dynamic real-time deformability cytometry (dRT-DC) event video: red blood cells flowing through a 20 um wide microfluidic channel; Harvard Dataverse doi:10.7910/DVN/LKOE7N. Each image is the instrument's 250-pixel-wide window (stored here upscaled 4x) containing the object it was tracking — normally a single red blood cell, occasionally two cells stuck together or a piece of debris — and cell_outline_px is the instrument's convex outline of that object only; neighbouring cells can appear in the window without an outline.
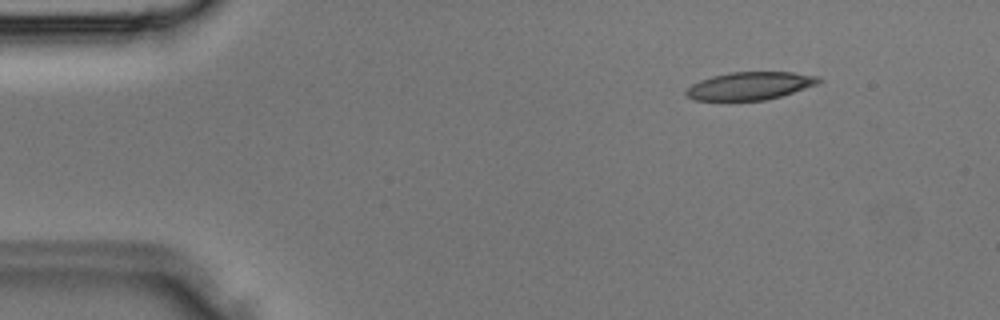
{"species": "Egyptian fruit bat (a non-hibernating species)", "species_latin": "Rousettus aegyptiacus", "temperature_condition": "room temperature", "stored_images_in_passage": 32, "camera_frame_rate_fps": 3000, "um_per_image_px": 0.085, "animal": {"sex": "male"}, "frame": {"image": 1, "passage_image": 2, "time_ms": 0.333, "image_size_px": [1000, 320], "cell_outline_px": [[824, 80], [816, 84], [780, 96], [764, 100], [692, 100], [684, 96], [684, 92], [692, 84], [700, 80], [712, 76], [728, 72], [792, 72], [820, 76]], "centroid_in_image_um": [63.71, 7.29], "position_along_channel_um": 21.3, "area_um2": 21.5}}
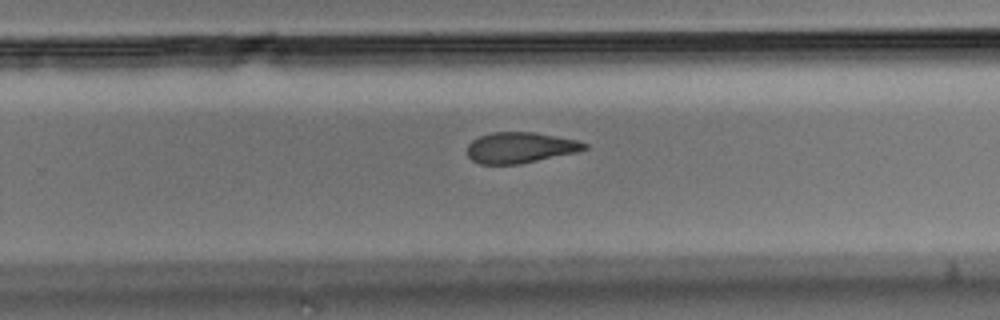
{"frame": {"image": 2, "passage_image": 20, "time_ms": 6.333, "image_size_px": [1000, 320], "cell_outline_px": [[588, 148], [576, 152], [520, 164], [480, 164], [472, 160], [468, 156], [468, 144], [472, 140], [480, 136], [492, 132], [536, 132], [576, 140], [588, 144]], "centroid_in_image_um": [44.21, 12.54], "position_along_channel_um": 285.6, "area_um2": 20.98}}
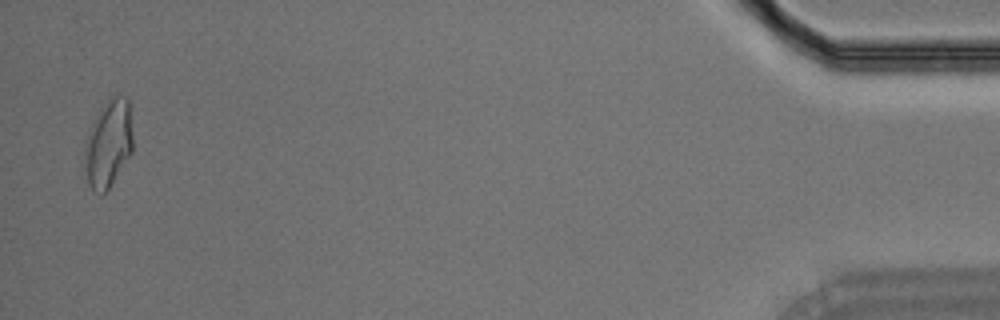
{"frame": {"image": 3, "passage_image": 32, "time_ms": 10.333, "image_size_px": [1000, 320], "cell_outline_px": [[132, 152], [108, 188], [100, 196], [92, 192], [88, 184], [84, 152], [84, 140], [92, 120], [108, 96], [124, 96], [128, 100], [132, 136]], "centroid_in_image_um": [9.17, 12.19], "position_along_channel_um": 426.0, "area_um2": 24.74}}